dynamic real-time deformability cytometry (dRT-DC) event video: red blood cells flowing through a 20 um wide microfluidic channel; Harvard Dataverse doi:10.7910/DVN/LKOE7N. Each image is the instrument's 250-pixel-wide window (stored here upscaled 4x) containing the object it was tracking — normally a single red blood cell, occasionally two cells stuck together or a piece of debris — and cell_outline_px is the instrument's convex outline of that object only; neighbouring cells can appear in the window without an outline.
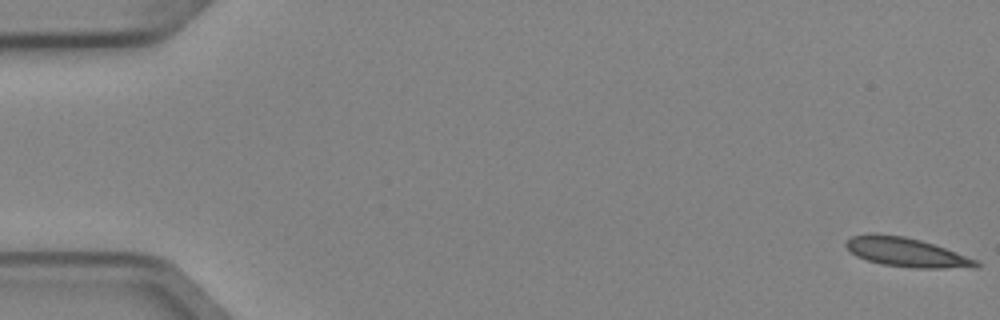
{"species": "Egyptian fruit bat (a non-hibernating species)", "species_latin": "Rousettus aegyptiacus", "temperature_condition": "cold", "stored_images_in_passage": 6, "segment_of_instrument_passage": [1, 2], "camera_frame_rate_fps": 3000, "um_per_image_px": 0.085, "animal": {"sex": "female"}, "frame": {"image": 1, "passage_image": 1, "time_ms": 0.0, "image_size_px": [1000, 320], "cell_outline_px": [[980, 264], [976, 268], [916, 268], [880, 264], [856, 256], [844, 244], [852, 236], [868, 232], [904, 236], [920, 240], [956, 252], [976, 260]], "centroid_in_image_um": [77.02, 21.44], "position_along_channel_um": 8.0, "area_um2": 21.96}}
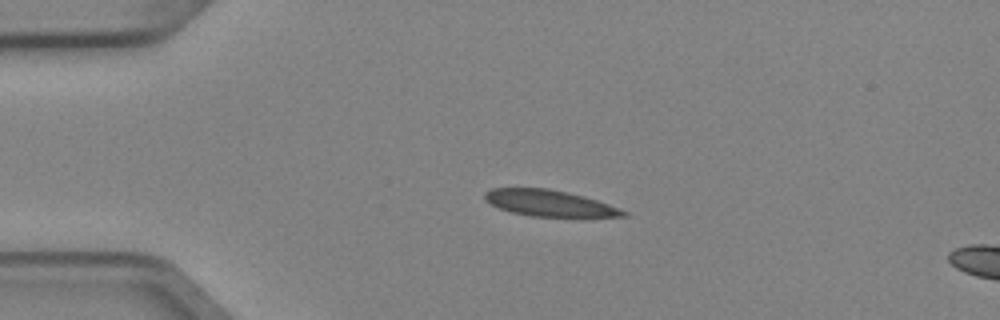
{"frame": {"image": 2, "passage_image": 4, "time_ms": 1.0, "image_size_px": [1000, 320], "cell_outline_px": [[628, 216], [528, 216], [512, 212], [500, 208], [492, 204], [484, 196], [484, 192], [492, 188], [548, 188], [568, 192], [584, 196], [620, 208], [628, 212]], "centroid_in_image_um": [46.7, 17.26], "position_along_channel_um": 38.3, "area_um2": 20.87}}